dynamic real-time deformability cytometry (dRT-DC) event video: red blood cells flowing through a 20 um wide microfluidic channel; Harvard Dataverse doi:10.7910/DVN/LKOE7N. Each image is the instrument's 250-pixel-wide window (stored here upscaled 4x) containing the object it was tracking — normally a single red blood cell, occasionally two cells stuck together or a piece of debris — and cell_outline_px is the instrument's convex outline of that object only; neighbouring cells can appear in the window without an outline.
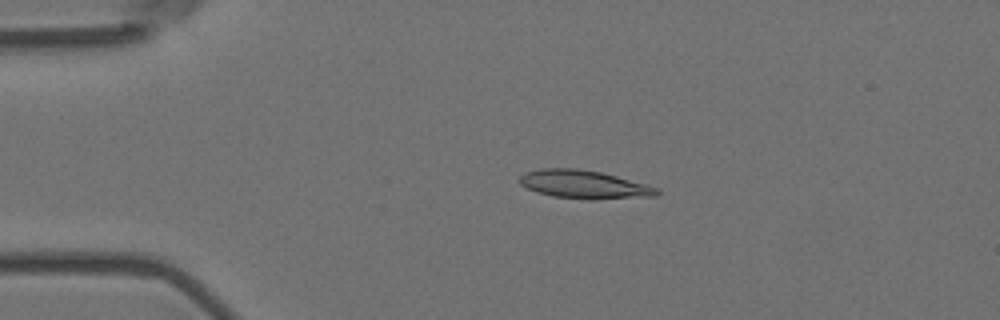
{"species": "Egyptian fruit bat (a non-hibernating species)", "species_latin": "Rousettus aegyptiacus", "temperature_condition": "room temperature", "stored_images_in_passage": 15, "camera_frame_rate_fps": 3000, "um_per_image_px": 0.085, "animal": {"sex": "female"}, "frame": {"image": 1, "passage_image": 4, "time_ms": 1.0, "image_size_px": [1000, 320], "cell_outline_px": [[660, 192], [656, 196], [596, 200], [588, 200], [552, 196], [536, 192], [520, 184], [520, 176], [524, 172], [540, 168], [576, 168], [600, 172], [648, 184], [660, 188]], "centroid_in_image_um": [49.68, 15.69], "position_along_channel_um": 35.3, "area_um2": 22.95}}
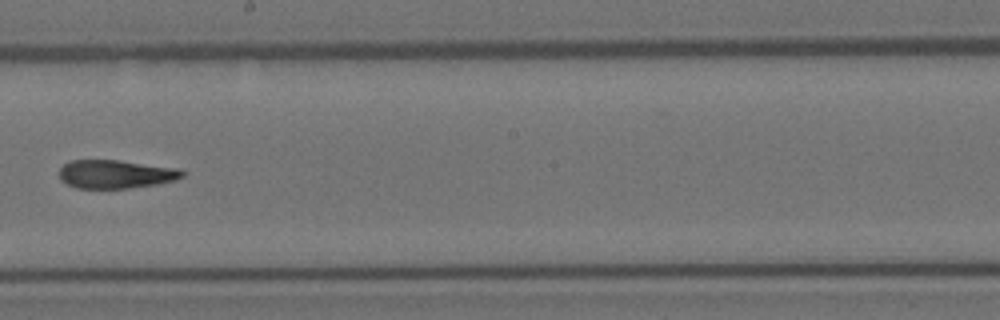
{"frame": {"image": 2, "passage_image": 9, "time_ms": 2.667, "image_size_px": [1000, 320], "cell_outline_px": [[184, 176], [176, 180], [156, 184], [128, 188], [76, 188], [60, 180], [60, 168], [64, 164], [72, 160], [116, 160], [180, 168], [184, 172]], "centroid_in_image_um": [9.85, 14.8], "position_along_channel_um": 238.4, "area_um2": 20.35}}
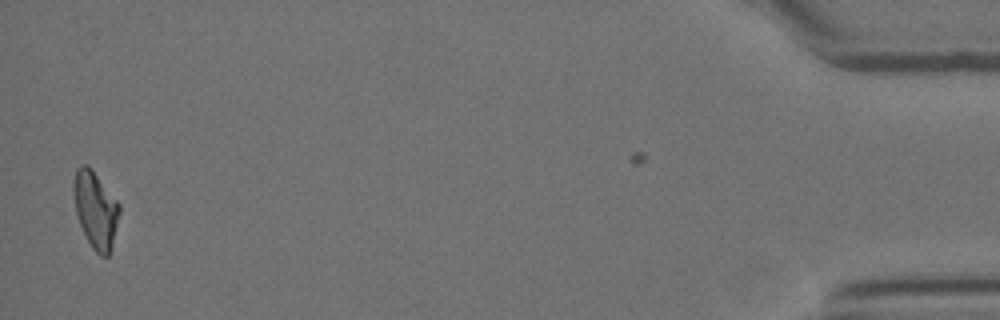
{"frame": {"image": 3, "passage_image": 15, "time_ms": 4.667, "image_size_px": [1000, 320], "cell_outline_px": [[120, 212], [108, 256], [100, 256], [92, 248], [76, 216], [72, 192], [72, 184], [76, 168], [84, 164], [88, 164], [92, 168], [120, 204]], "centroid_in_image_um": [8.09, 17.76], "position_along_channel_um": 427.1, "area_um2": 20.52}}